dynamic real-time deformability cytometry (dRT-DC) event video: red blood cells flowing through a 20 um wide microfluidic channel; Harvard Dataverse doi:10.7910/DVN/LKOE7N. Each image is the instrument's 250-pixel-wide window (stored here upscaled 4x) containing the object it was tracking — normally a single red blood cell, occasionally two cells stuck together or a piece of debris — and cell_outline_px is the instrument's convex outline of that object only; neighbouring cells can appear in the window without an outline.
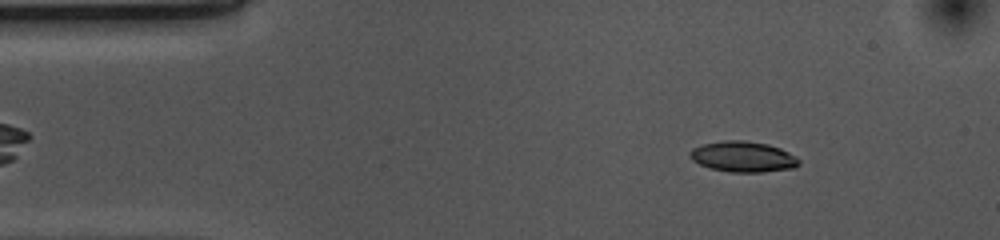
{"species": "common noctule bat (a hibernating species)", "species_latin": "Nyctalus noctula", "temperature_condition": "cold", "stored_images_in_passage": 52, "camera_frame_rate_fps": 3000, "um_per_image_px": 0.085, "animal": {"sex": "female", "body_mass_g": 10.0, "forearm_length_mm": 53.1}, "frame": {"image": 1, "passage_image": 6, "time_ms": 1.667, "image_size_px": [1000, 240], "cell_outline_px": [[800, 164], [792, 168], [760, 172], [728, 172], [708, 168], [692, 160], [688, 156], [688, 152], [692, 148], [704, 144], [724, 140], [744, 140], [768, 144], [780, 148], [796, 156], [800, 160]], "centroid_in_image_um": [63.13, 13.32], "position_along_channel_um": 21.9, "area_um2": 19.59}}
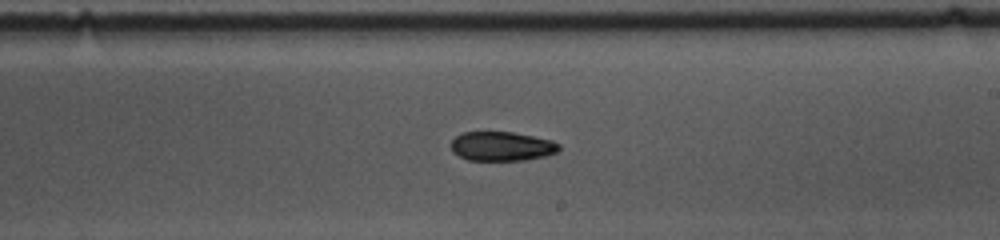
{"frame": {"image": 2, "passage_image": 29, "time_ms": 9.333, "image_size_px": [1000, 240], "cell_outline_px": [[560, 148], [556, 152], [544, 156], [524, 160], [468, 160], [452, 152], [452, 140], [456, 136], [464, 132], [512, 132], [552, 140], [560, 144]], "centroid_in_image_um": [42.65, 12.43], "position_along_channel_um": 246.3, "area_um2": 18.26}}
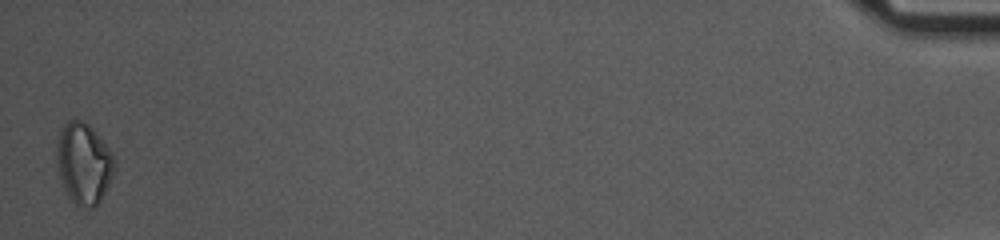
{"frame": {"image": 3, "passage_image": 52, "time_ms": 17.0, "image_size_px": [1000, 240], "cell_outline_px": [[116, 168], [108, 188], [100, 200], [92, 208], [76, 204], [68, 196], [64, 188], [60, 176], [56, 156], [56, 144], [60, 132], [64, 124], [68, 120], [84, 120], [92, 128], [112, 152], [116, 160]], "centroid_in_image_um": [7.14, 13.87], "position_along_channel_um": 428.1, "area_um2": 27.28}, "authors_computed_cell_mechanics": {"area_um2": 19.5653, "velocity_mm_per_s": 3.6833, "shape_relaxation_time_tau1_ms": 5.2308, "shape_relaxation_time_tau2_ms": null, "deformation_change_tau1": 0.1076, "deformation_change_tau2": null}}